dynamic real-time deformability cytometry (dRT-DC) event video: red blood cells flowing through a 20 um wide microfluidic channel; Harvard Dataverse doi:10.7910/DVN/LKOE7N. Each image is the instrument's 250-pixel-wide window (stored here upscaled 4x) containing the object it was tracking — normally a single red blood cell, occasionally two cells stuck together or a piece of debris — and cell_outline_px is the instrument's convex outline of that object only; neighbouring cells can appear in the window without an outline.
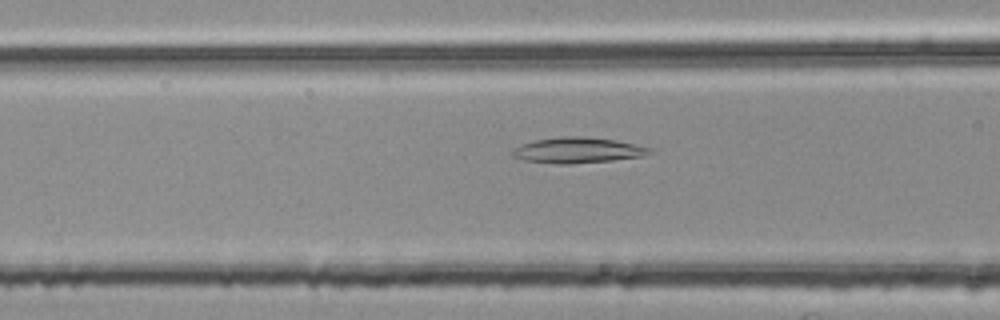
{"species": "common noctule bat (a hibernating species)", "species_latin": "Nyctalus noctula", "temperature_condition": "room temperature", "stored_images_in_passage": 54, "camera_frame_rate_fps": 3000, "um_per_image_px": 0.085, "animal": {"sex": "female", "body_mass_g": 25.1}, "frame": {"image": 1, "passage_image": 21, "time_ms": 6.667, "image_size_px": [1000, 320], "cell_outline_px": [[652, 152], [644, 156], [612, 160], [568, 164], [556, 164], [524, 160], [512, 156], [512, 152], [516, 148], [524, 144], [536, 140], [564, 136], [584, 136], [616, 140], [652, 148]], "centroid_in_image_um": [49.14, 12.77], "position_along_channel_um": 117.5, "area_um2": 20.29}}
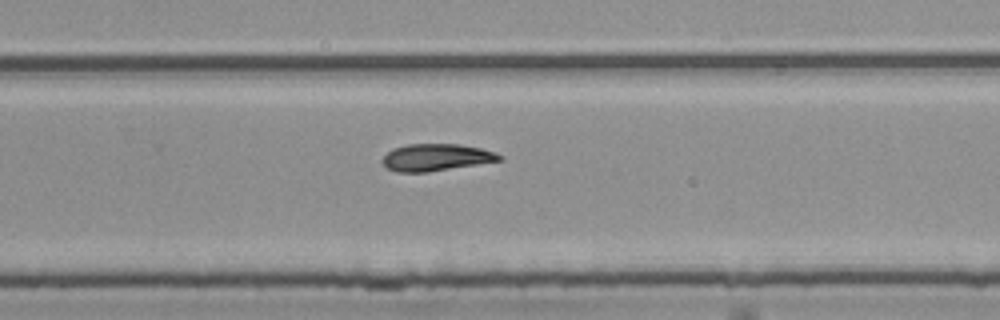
{"frame": {"image": 2, "passage_image": 35, "time_ms": 11.333, "image_size_px": [1000, 320], "cell_outline_px": [[504, 160], [428, 172], [396, 172], [388, 168], [380, 160], [392, 148], [408, 144], [460, 144], [480, 148], [496, 152], [504, 156]], "centroid_in_image_um": [37.1, 13.37], "position_along_channel_um": 292.7, "area_um2": 18.55}}
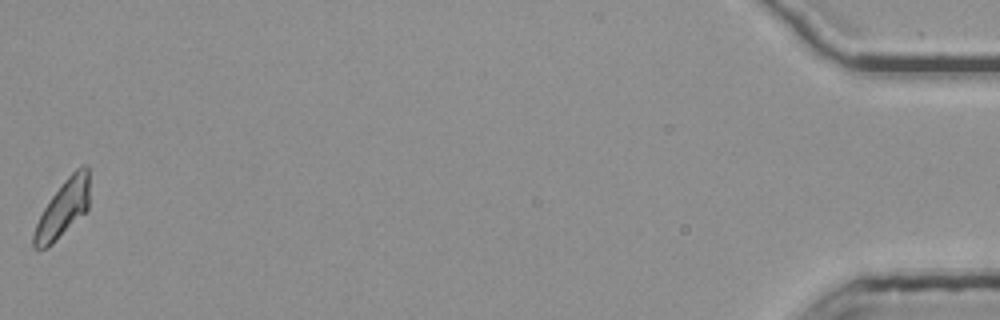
{"frame": {"image": 3, "passage_image": 54, "time_ms": 17.667, "image_size_px": [1000, 320], "cell_outline_px": [[88, 212], [48, 248], [32, 248], [32, 236], [36, 224], [44, 208], [52, 196], [64, 180], [80, 164], [84, 164], [88, 168]], "centroid_in_image_um": [5.36, 17.77], "position_along_channel_um": 429.8, "area_um2": 18.61}}